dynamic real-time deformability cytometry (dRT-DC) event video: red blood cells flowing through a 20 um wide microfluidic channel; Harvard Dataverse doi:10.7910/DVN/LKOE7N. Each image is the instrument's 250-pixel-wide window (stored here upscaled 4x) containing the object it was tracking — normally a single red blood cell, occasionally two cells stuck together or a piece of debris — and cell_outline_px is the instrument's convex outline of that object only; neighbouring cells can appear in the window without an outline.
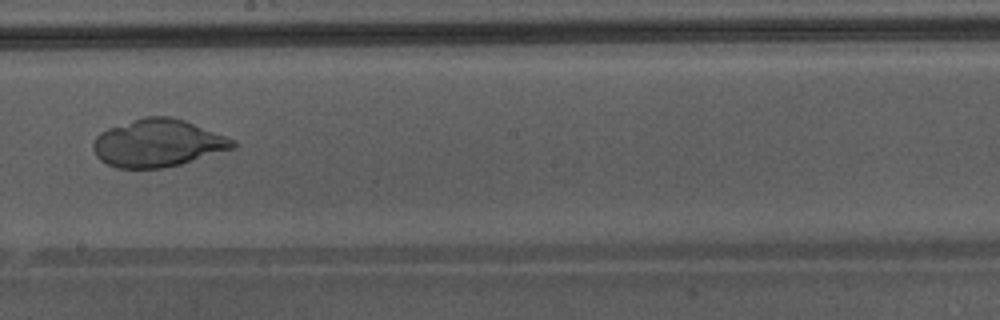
{"species": "Egyptian fruit bat (a non-hibernating species)", "species_latin": "Rousettus aegyptiacus", "temperature_condition": "warm", "stored_images_in_passage": 35, "camera_frame_rate_fps": 3000, "um_per_image_px": 0.085, "animal": {"sex": "male"}, "frame": {"image": 1, "passage_image": 16, "time_ms": 5.0, "image_size_px": [1000, 320], "cell_outline_px": [[236, 148], [180, 164], [160, 168], [116, 168], [100, 160], [96, 156], [92, 148], [92, 144], [96, 136], [100, 132], [108, 128], [144, 116], [172, 116], [184, 120], [224, 136], [232, 140], [236, 144]], "centroid_in_image_um": [13.37, 12.16], "position_along_channel_um": 234.8, "area_um2": 38.49}}